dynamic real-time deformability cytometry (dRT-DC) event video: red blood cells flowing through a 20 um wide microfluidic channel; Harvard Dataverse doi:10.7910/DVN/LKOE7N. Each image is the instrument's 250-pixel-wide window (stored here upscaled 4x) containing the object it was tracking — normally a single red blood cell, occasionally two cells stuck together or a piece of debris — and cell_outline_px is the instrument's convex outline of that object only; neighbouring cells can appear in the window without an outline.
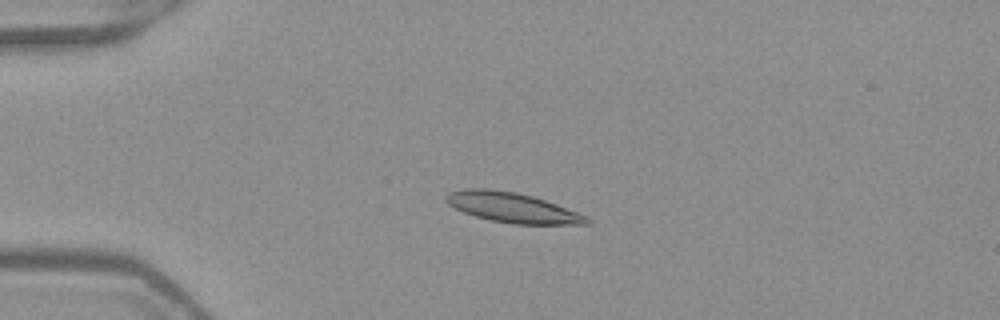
{"species": "Egyptian fruit bat (a non-hibernating species)", "species_latin": "Rousettus aegyptiacus", "temperature_condition": "warm", "stored_images_in_passage": 52, "camera_frame_rate_fps": 3000, "um_per_image_px": 0.085, "frame": {"image": 1, "passage_image": 13, "time_ms": 4.0, "image_size_px": [1000, 320], "cell_outline_px": [[592, 220], [588, 224], [512, 224], [492, 220], [476, 216], [464, 212], [448, 204], [444, 200], [444, 196], [452, 192], [468, 188], [484, 188], [516, 192], [532, 196], [556, 204], [576, 212]], "centroid_in_image_um": [43.52, 17.64], "position_along_channel_um": 41.5, "area_um2": 24.16}}
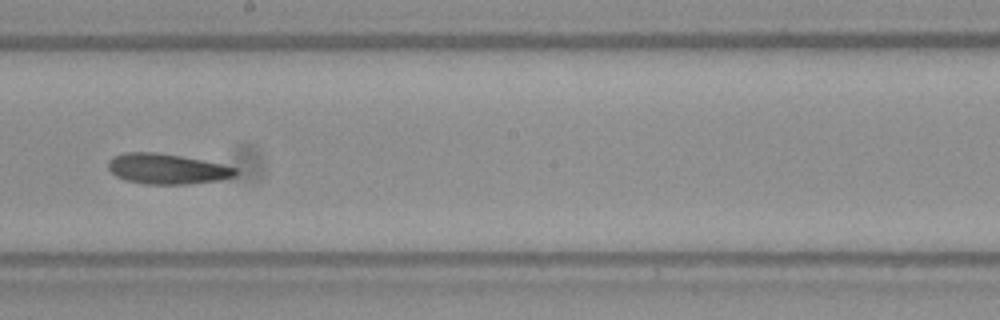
{"frame": {"image": 2, "passage_image": 30, "time_ms": 9.667, "image_size_px": [1000, 320], "cell_outline_px": [[240, 172], [236, 176], [220, 180], [188, 184], [144, 184], [124, 180], [116, 176], [108, 168], [108, 160], [112, 156], [124, 152], [156, 152], [180, 156], [220, 164], [236, 168]], "centroid_in_image_um": [14.17, 14.36], "position_along_channel_um": 234.0, "area_um2": 22.6}}
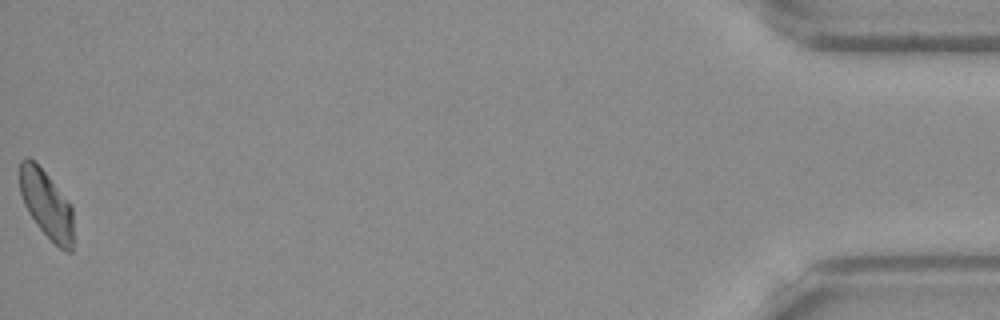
{"frame": {"image": 3, "passage_image": 52, "time_ms": 17.0, "image_size_px": [1000, 320], "cell_outline_px": [[72, 252], [68, 252], [60, 248], [36, 224], [28, 212], [24, 204], [20, 192], [20, 160], [28, 156], [44, 172], [72, 204]], "centroid_in_image_um": [3.95, 17.36], "position_along_channel_um": 431.3, "area_um2": 20.87}, "authors_computed_cell_mechanics": {"area_um2": 22.7443, "velocity_mm_per_s": 3.9659, "shape_relaxation_time_tau1_ms": 3.5809, "shape_relaxation_time_tau2_ms": 3.6879, "deformation_change_tau1": 0.1489, "deformation_change_tau2": 0.1097}}